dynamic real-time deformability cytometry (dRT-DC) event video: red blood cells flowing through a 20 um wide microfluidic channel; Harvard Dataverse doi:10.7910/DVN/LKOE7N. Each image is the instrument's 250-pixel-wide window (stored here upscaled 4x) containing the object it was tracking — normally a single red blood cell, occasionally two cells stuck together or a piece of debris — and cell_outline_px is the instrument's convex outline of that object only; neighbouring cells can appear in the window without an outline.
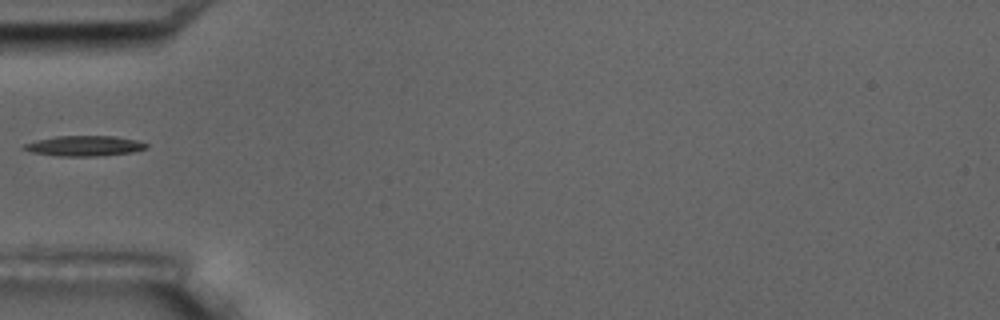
{"species": "common noctule bat (a hibernating species)", "species_latin": "Nyctalus noctula", "temperature_condition": "room temperature", "stored_images_in_passage": 5, "segment_of_instrument_passage": [2, 2], "camera_frame_rate_fps": 3000, "um_per_image_px": 0.085, "animal": {"sex": "male", "body_mass_g": 17.5, "forearm_length_mm": 52.3}, "frame": {"image": 1, "passage_image": 5, "time_ms": 5.333, "image_size_px": [1000, 320], "cell_outline_px": [[148, 148], [132, 152], [96, 156], [56, 156], [32, 152], [20, 148], [24, 144], [36, 140], [56, 136], [116, 136], [136, 140], [148, 144]], "centroid_in_image_um": [7.15, 12.4], "position_along_channel_um": 77.8, "area_um2": 14.51}}